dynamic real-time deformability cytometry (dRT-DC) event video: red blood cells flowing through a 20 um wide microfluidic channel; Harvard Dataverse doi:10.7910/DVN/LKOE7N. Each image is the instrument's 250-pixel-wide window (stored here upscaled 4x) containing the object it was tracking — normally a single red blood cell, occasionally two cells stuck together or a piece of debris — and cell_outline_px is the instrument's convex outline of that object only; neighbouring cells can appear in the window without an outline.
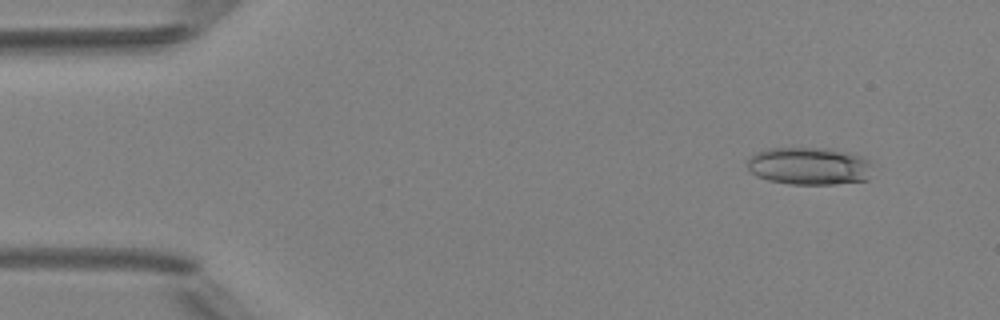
{"species": "Egyptian fruit bat (a non-hibernating species)", "species_latin": "Rousettus aegyptiacus", "temperature_condition": "room temperature", "stored_images_in_passage": 49, "camera_frame_rate_fps": 3000, "um_per_image_px": 0.085, "animal": {"sex": "female"}, "frame": {"image": 1, "passage_image": 5, "time_ms": 1.333, "image_size_px": [1000, 320], "cell_outline_px": [[872, 164], [868, 180], [832, 184], [788, 184], [768, 180], [756, 176], [748, 168], [748, 156], [756, 152], [768, 148], [832, 148], [864, 156]], "centroid_in_image_um": [68.79, 14.1], "position_along_channel_um": 16.2, "area_um2": 27.74}}
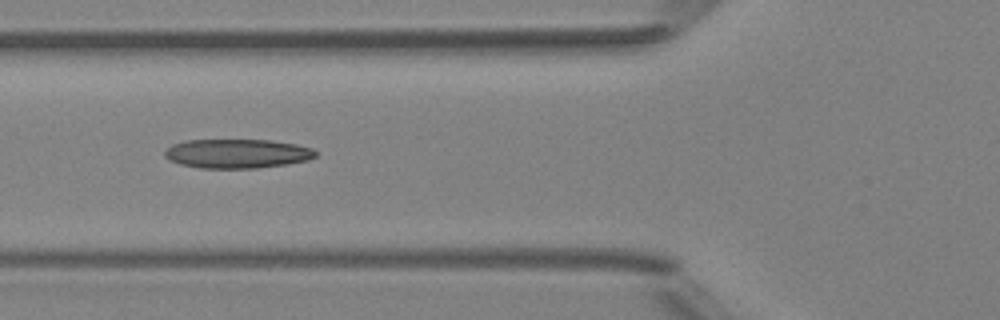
{"frame": {"image": 2, "passage_image": 19, "time_ms": 6.0, "image_size_px": [1000, 320], "cell_outline_px": [[316, 156], [308, 160], [288, 164], [256, 168], [200, 168], [180, 164], [168, 160], [164, 156], [164, 152], [172, 144], [184, 140], [272, 140], [296, 144], [312, 148], [316, 152]], "centroid_in_image_um": [20.15, 13.05], "position_along_channel_um": 105.7, "area_um2": 25.78}}
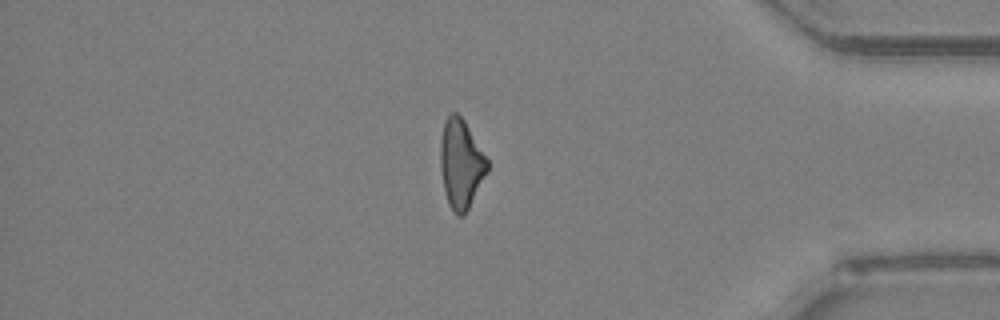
{"frame": {"image": 3, "passage_image": 42, "time_ms": 13.667, "image_size_px": [1000, 320], "cell_outline_px": [[488, 172], [464, 216], [456, 216], [448, 204], [444, 192], [440, 168], [440, 140], [444, 120], [452, 112], [456, 112], [464, 120], [488, 160]], "centroid_in_image_um": [39.16, 13.95], "position_along_channel_um": 396.0, "area_um2": 24.51}, "authors_computed_cell_mechanics": {"area_um2": 24.854, "velocity_mm_per_s": 4.1975, "shape_relaxation_time_tau1_ms": null, "shape_relaxation_time_tau2_ms": 4.9236, "deformation_change_tau1": null, "deformation_change_tau2": 0.1706}}